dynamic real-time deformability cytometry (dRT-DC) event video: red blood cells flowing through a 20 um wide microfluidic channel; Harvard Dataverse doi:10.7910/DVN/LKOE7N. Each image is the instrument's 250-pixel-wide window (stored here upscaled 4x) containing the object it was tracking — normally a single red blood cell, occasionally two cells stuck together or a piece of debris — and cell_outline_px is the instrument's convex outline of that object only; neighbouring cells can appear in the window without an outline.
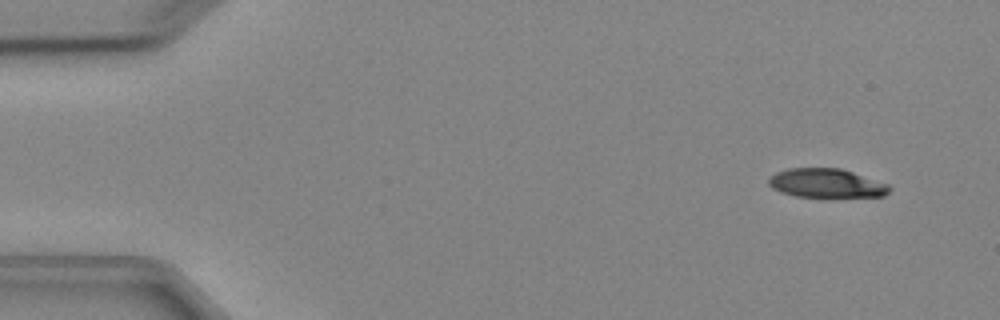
{"species": "Egyptian fruit bat (a non-hibernating species)", "species_latin": "Rousettus aegyptiacus", "temperature_condition": "cold", "stored_images_in_passage": 4, "camera_frame_rate_fps": 3000, "um_per_image_px": 0.085, "animal": {"sex": "female"}, "frame": {"image": 1, "passage_image": 1, "time_ms": 0.0, "image_size_px": [1000, 320], "cell_outline_px": [[892, 188], [884, 196], [796, 196], [780, 192], [772, 188], [768, 184], [768, 176], [776, 172], [788, 168], [840, 168], [888, 184]], "centroid_in_image_um": [70.19, 15.56], "position_along_channel_um": 14.8, "area_um2": 20.17}}